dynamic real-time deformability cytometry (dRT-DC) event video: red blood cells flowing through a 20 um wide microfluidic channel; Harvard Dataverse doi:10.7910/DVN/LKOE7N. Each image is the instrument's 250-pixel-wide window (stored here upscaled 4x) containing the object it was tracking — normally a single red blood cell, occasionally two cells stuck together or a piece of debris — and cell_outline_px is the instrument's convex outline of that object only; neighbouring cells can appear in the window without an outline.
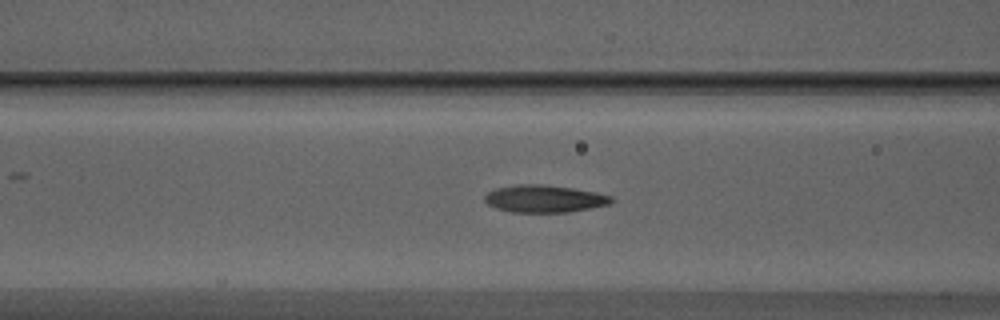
{"species": "Egyptian fruit bat (a non-hibernating species)", "species_latin": "Rousettus aegyptiacus", "temperature_condition": "warm", "stored_images_in_passage": 35, "camera_frame_rate_fps": 3000, "um_per_image_px": 0.085, "animal": {"sex": "male"}, "frame": {"image": 1, "passage_image": 12, "time_ms": 3.667, "image_size_px": [1000, 320], "cell_outline_px": [[616, 200], [608, 204], [592, 208], [568, 212], [512, 212], [496, 208], [488, 204], [484, 200], [484, 196], [488, 192], [496, 188], [516, 184], [540, 184], [572, 188], [596, 192], [612, 196]], "centroid_in_image_um": [46.28, 16.89], "position_along_channel_um": 120.3, "area_um2": 20.23}}
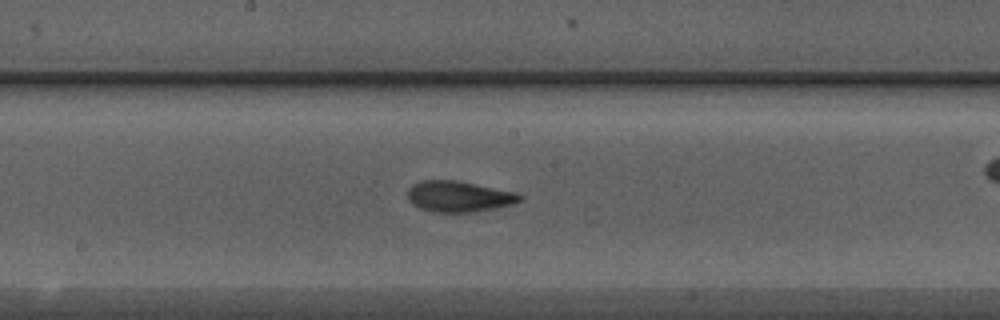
{"frame": {"image": 2, "passage_image": 18, "time_ms": 5.667, "image_size_px": [1000, 320], "cell_outline_px": [[524, 196], [520, 200], [512, 204], [496, 208], [472, 212], [432, 212], [420, 208], [412, 204], [408, 200], [408, 188], [412, 184], [420, 180], [456, 180], [516, 192]], "centroid_in_image_um": [38.98, 16.69], "position_along_channel_um": 209.2, "area_um2": 20.29}}
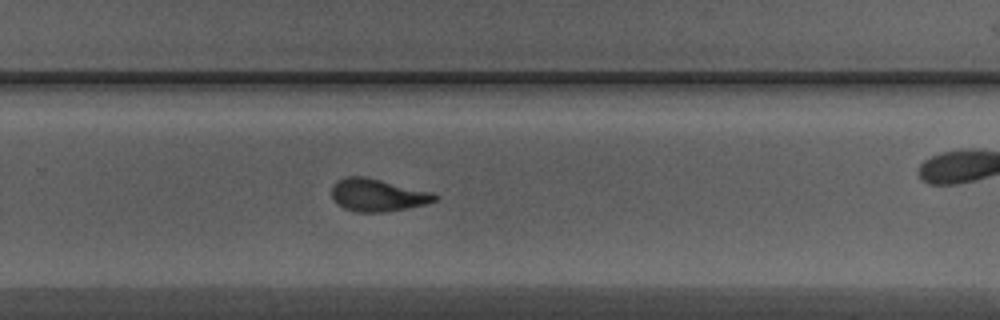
{"frame": {"image": 3, "passage_image": 24, "time_ms": 7.667, "image_size_px": [1000, 320], "cell_outline_px": [[440, 196], [436, 200], [424, 204], [408, 208], [384, 212], [356, 212], [344, 208], [336, 204], [332, 200], [332, 184], [336, 180], [344, 176], [364, 176], [432, 192]], "centroid_in_image_um": [32.04, 16.58], "position_along_channel_um": 297.8, "area_um2": 19.71}, "authors_computed_cell_mechanics": {"area_um2": 19.7098, "velocity_mm_per_s": 4.452, "shape_relaxation_time_tau1_ms": 3.467, "shape_relaxation_time_tau2_ms": 1.4423, "deformation_change_tau1": 0.1888, "deformation_change_tau2": 0.0947}}